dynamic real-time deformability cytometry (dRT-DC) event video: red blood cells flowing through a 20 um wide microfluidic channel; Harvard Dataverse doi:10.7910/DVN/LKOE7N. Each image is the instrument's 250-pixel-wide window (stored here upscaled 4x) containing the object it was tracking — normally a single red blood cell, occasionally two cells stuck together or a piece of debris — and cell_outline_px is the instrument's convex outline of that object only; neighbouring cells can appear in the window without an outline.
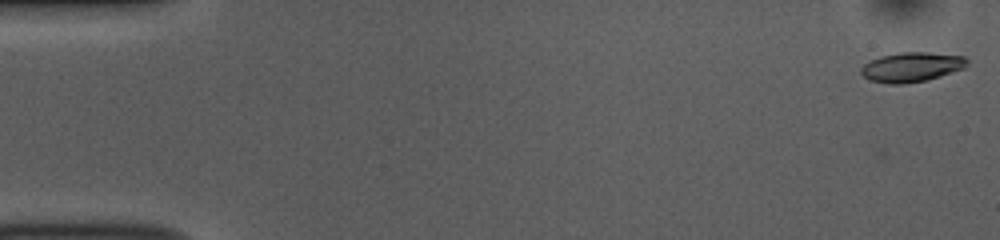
{"species": "common noctule bat (a hibernating species)", "species_latin": "Nyctalus noctula", "temperature_condition": "room temperature", "stored_images_in_passage": 52, "camera_frame_rate_fps": 3000, "um_per_image_px": 0.085, "animal": {"sex": "female", "body_mass_g": 10.0, "forearm_length_mm": 53.1}, "frame": {"image": 1, "passage_image": 1, "time_ms": 0.0, "image_size_px": [1000, 240], "cell_outline_px": [[968, 60], [964, 68], [928, 80], [904, 84], [892, 84], [868, 80], [860, 72], [860, 68], [864, 64], [880, 56], [900, 52], [928, 52], [964, 56]], "centroid_in_image_um": [77.47, 5.7], "position_along_channel_um": 7.5, "area_um2": 18.32}}
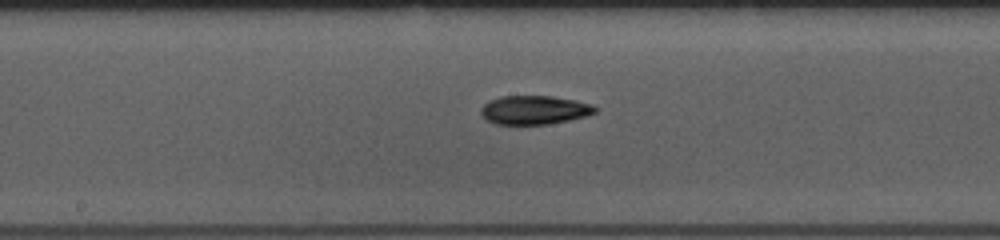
{"frame": {"image": 2, "passage_image": 27, "time_ms": 8.667, "image_size_px": [1000, 240], "cell_outline_px": [[596, 112], [584, 116], [568, 120], [548, 124], [496, 124], [480, 116], [480, 108], [484, 104], [500, 96], [552, 96], [576, 100], [592, 104], [596, 108]], "centroid_in_image_um": [45.39, 9.34], "position_along_channel_um": 202.8, "area_um2": 19.07}}
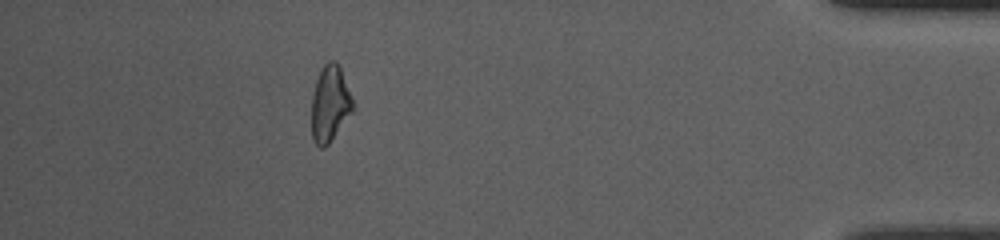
{"frame": {"image": 3, "passage_image": 47, "time_ms": 15.333, "image_size_px": [1000, 240], "cell_outline_px": [[356, 108], [328, 144], [324, 148], [320, 148], [316, 144], [312, 136], [312, 96], [316, 80], [324, 64], [328, 60], [336, 60], [340, 68], [352, 96]], "centroid_in_image_um": [28.07, 8.82], "position_along_channel_um": 407.1, "area_um2": 18.38}, "authors_computed_cell_mechanics": {"area_um2": 18.6116, "velocity_mm_per_s": 3.8309, "shape_relaxation_time_tau1_ms": 3.6219, "shape_relaxation_time_tau2_ms": null, "deformation_change_tau1": 0.1476, "deformation_change_tau2": null}}